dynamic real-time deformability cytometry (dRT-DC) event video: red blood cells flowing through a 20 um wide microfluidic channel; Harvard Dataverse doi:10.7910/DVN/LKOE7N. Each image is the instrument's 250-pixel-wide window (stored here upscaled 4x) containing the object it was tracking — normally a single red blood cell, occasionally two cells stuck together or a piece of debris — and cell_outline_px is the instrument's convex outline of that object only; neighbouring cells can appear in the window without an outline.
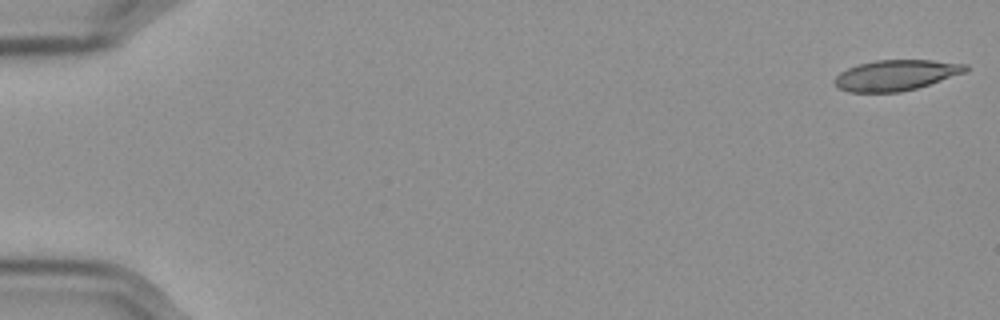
{"species": "Egyptian fruit bat (a non-hibernating species)", "species_latin": "Rousettus aegyptiacus", "temperature_condition": "cold", "stored_images_in_passage": 16, "camera_frame_rate_fps": 3000, "um_per_image_px": 0.085, "frame": {"image": 1, "passage_image": 1, "time_ms": 0.0, "image_size_px": [1000, 320], "cell_outline_px": [[968, 72], [916, 88], [900, 92], [848, 92], [840, 88], [832, 80], [840, 72], [856, 64], [876, 60], [932, 60], [968, 64]], "centroid_in_image_um": [76.17, 6.38], "position_along_channel_um": 8.8, "area_um2": 23.47}}
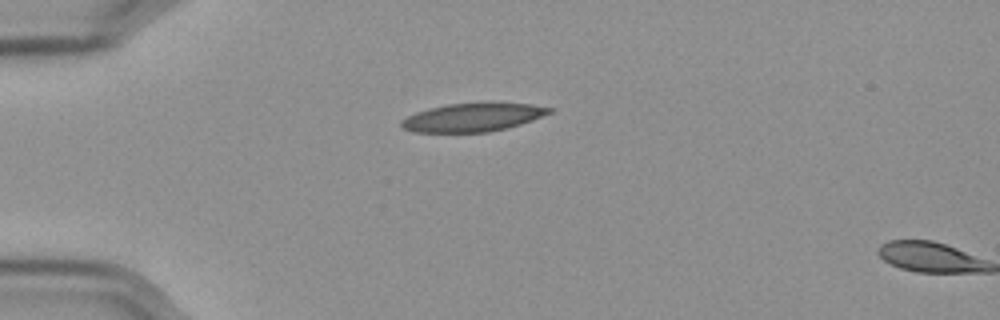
{"frame": {"image": 2, "passage_image": 15, "time_ms": 4.667, "image_size_px": [1000, 320], "cell_outline_px": [[556, 108], [552, 112], [532, 120], [520, 124], [488, 132], [416, 132], [404, 128], [400, 124], [400, 120], [416, 112], [428, 108], [448, 104], [480, 100], [492, 100], [532, 104]], "centroid_in_image_um": [40.25, 9.91], "position_along_channel_um": 44.8, "area_um2": 25.32}}